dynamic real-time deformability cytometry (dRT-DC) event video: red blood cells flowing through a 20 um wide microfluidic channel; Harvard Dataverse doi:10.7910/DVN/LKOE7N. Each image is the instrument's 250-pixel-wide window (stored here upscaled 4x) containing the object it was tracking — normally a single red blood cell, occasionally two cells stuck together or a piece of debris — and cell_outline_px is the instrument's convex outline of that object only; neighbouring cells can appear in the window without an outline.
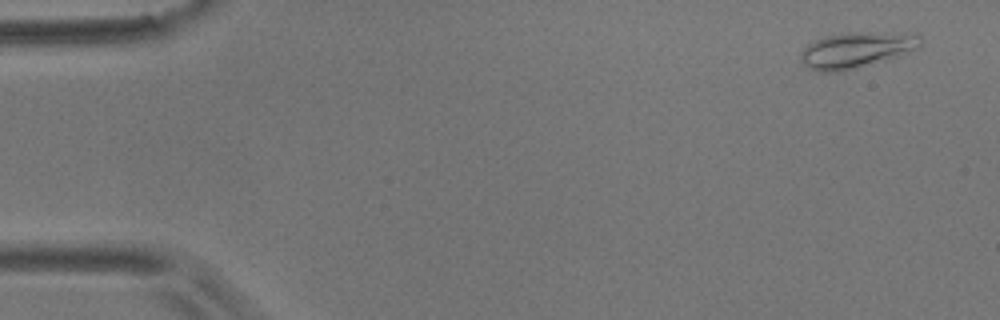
{"species": "common noctule bat (a hibernating species)", "species_latin": "Nyctalus noctula", "temperature_condition": "room temperature", "stored_images_in_passage": 6, "camera_frame_rate_fps": 3000, "um_per_image_px": 0.085, "animal": {"sex": "male", "body_mass_g": 17.9}, "frame": {"image": 1, "passage_image": 1, "time_ms": 0.0, "image_size_px": [1000, 320], "cell_outline_px": [[920, 44], [916, 48], [856, 68], [840, 72], [820, 72], [804, 64], [800, 60], [800, 52], [808, 44], [824, 36], [848, 32], [916, 32], [920, 36]], "centroid_in_image_um": [72.75, 4.21], "position_along_channel_um": 12.3, "area_um2": 24.62}}
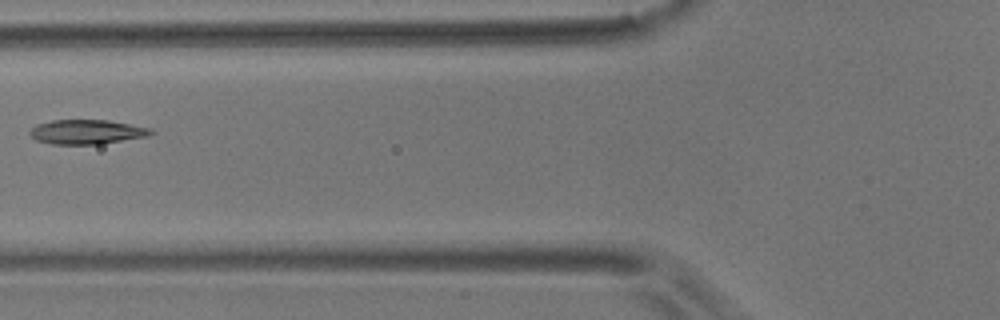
{"frame": {"image": 2, "passage_image": 6, "time_ms": 1.667, "image_size_px": [1000, 320], "cell_outline_px": [[156, 132], [148, 136], [100, 144], [52, 144], [36, 140], [28, 132], [36, 124], [52, 120], [108, 120], [152, 128]], "centroid_in_image_um": [7.4, 11.2], "position_along_channel_um": 118.4, "area_um2": 17.28}}